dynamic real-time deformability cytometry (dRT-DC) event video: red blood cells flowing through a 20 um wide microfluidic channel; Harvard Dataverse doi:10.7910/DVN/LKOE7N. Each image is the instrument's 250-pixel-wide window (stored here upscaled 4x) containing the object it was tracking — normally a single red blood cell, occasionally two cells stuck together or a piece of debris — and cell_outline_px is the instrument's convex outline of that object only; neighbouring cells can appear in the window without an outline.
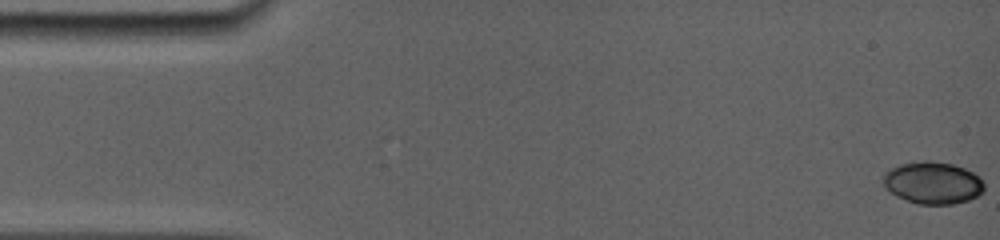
{"species": "common noctule bat (a hibernating species)", "species_latin": "Nyctalus noctula", "temperature_condition": "room temperature", "stored_images_in_passage": 6, "camera_frame_rate_fps": 5000, "um_per_image_px": 0.085, "animal": {"sex": "female", "body_mass_g": 19.0, "forearm_length_mm": 56.7}, "frame": {"image": 1, "passage_image": 1, "time_ms": 0.0, "image_size_px": [1000, 240], "cell_outline_px": [[984, 192], [968, 200], [952, 204], [916, 204], [896, 196], [884, 184], [884, 172], [900, 164], [924, 160], [928, 160], [952, 164], [964, 168], [980, 176], [984, 184]], "centroid_in_image_um": [79.31, 15.54], "position_along_channel_um": 5.7, "area_um2": 24.74}}
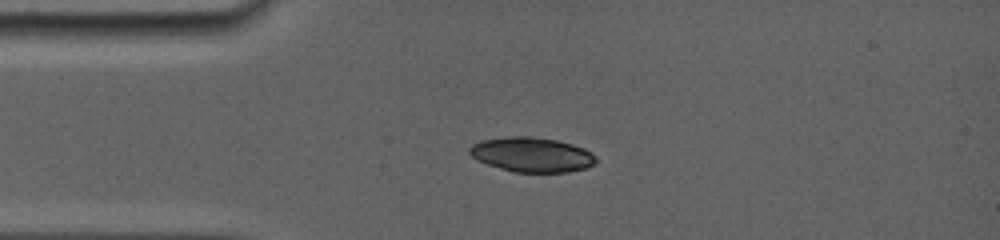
{"frame": {"image": 2, "passage_image": 5, "time_ms": 3.8, "image_size_px": [1000, 240], "cell_outline_px": [[596, 160], [588, 168], [568, 172], [512, 172], [476, 160], [468, 152], [468, 148], [472, 144], [480, 140], [508, 136], [532, 136], [556, 140], [572, 144], [584, 148], [592, 152], [596, 156]], "centroid_in_image_um": [45.19, 13.14], "position_along_channel_um": 39.8, "area_um2": 25.78}}